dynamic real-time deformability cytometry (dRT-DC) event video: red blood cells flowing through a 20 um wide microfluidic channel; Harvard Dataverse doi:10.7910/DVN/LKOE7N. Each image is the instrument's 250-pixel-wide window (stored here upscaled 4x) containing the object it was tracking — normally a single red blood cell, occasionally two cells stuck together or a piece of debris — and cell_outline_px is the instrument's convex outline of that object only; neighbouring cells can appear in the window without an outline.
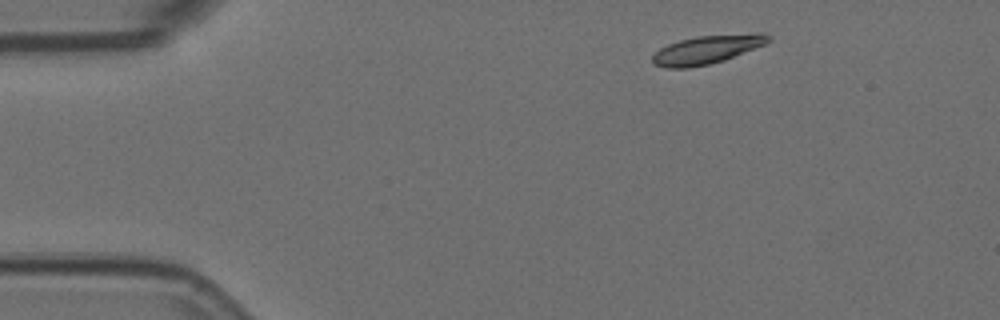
{"species": "Egyptian fruit bat (a non-hibernating species)", "species_latin": "Rousettus aegyptiacus", "temperature_condition": "room temperature", "stored_images_in_passage": 5, "camera_frame_rate_fps": 3000, "um_per_image_px": 0.085, "animal": {"sex": "female"}, "frame": {"image": 1, "passage_image": 1, "time_ms": 0.0, "image_size_px": [1000, 320], "cell_outline_px": [[772, 40], [764, 44], [724, 60], [708, 64], [688, 68], [664, 68], [652, 64], [652, 56], [660, 48], [668, 44], [680, 40], [696, 36], [756, 32], [764, 32], [772, 36]], "centroid_in_image_um": [60.11, 4.19], "position_along_channel_um": 24.9, "area_um2": 19.42}}
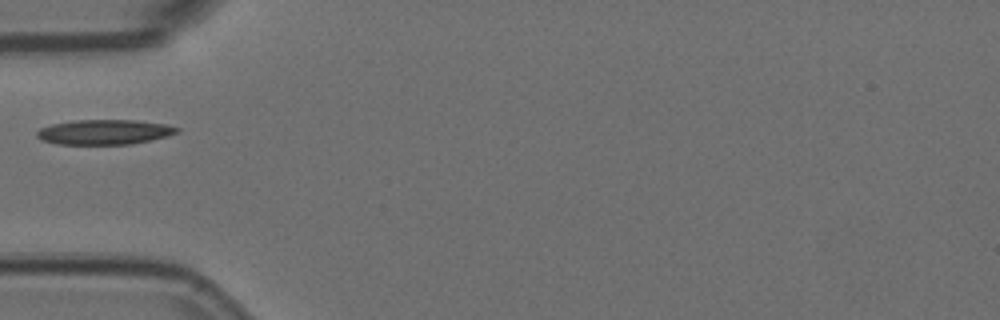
{"frame": {"image": 2, "passage_image": 4, "time_ms": 1.0, "image_size_px": [1000, 320], "cell_outline_px": [[180, 128], [176, 132], [168, 136], [132, 144], [56, 144], [44, 140], [36, 136], [36, 132], [40, 128], [52, 124], [72, 120], [136, 120], [168, 124]], "centroid_in_image_um": [8.88, 11.21], "position_along_channel_um": 76.1, "area_um2": 20.35}}
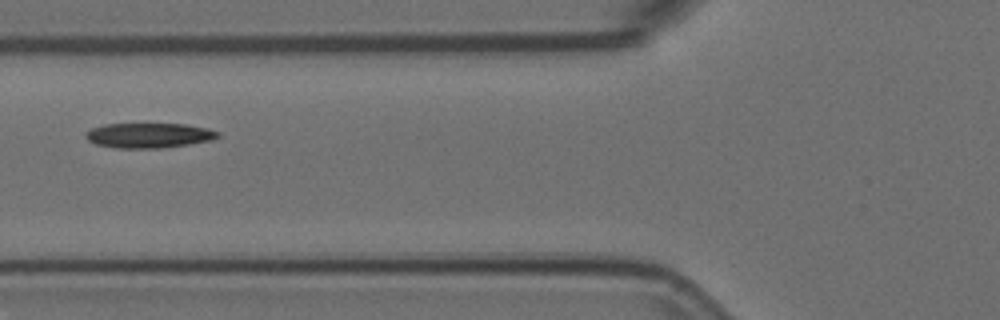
{"frame": {"image": 3, "passage_image": 5, "time_ms": 1.333, "image_size_px": [1000, 320], "cell_outline_px": [[220, 136], [212, 140], [188, 144], [160, 148], [116, 148], [96, 144], [88, 140], [84, 136], [84, 132], [92, 128], [104, 124], [184, 124], [208, 128], [220, 132]], "centroid_in_image_um": [12.65, 11.5], "position_along_channel_um": 113.2, "area_um2": 19.25}}